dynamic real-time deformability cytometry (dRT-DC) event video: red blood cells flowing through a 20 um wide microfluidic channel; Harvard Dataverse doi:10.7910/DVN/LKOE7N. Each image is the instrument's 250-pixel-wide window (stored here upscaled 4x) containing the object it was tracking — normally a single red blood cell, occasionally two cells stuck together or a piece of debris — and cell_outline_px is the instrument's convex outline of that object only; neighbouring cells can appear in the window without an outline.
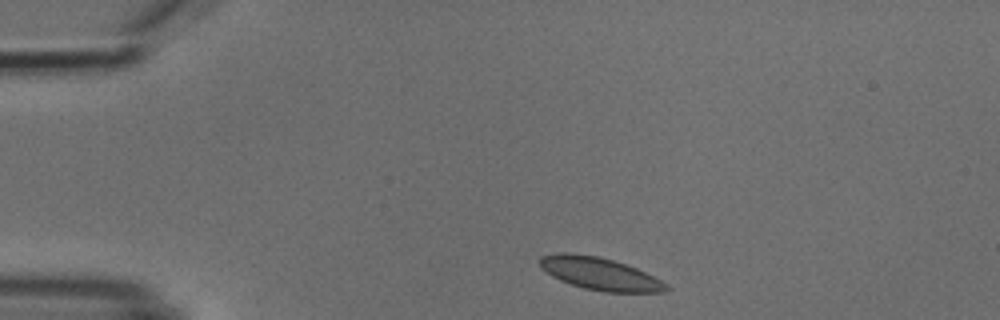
{"species": "common noctule bat (a hibernating species)", "species_latin": "Nyctalus noctula", "temperature_condition": "cold", "stored_images_in_passage": 6, "camera_frame_rate_fps": 3000, "um_per_image_px": 0.085, "animal": {"sex": "male", "body_mass_g": 18.8}, "frame": {"image": 1, "passage_image": 1, "time_ms": 0.0, "image_size_px": [1000, 320], "cell_outline_px": [[672, 288], [664, 292], [604, 292], [584, 288], [560, 280], [552, 276], [540, 268], [540, 256], [556, 252], [568, 252], [596, 256], [612, 260], [636, 268], [668, 284]], "centroid_in_image_um": [50.96, 23.26], "position_along_channel_um": 34.0, "area_um2": 23.87}}
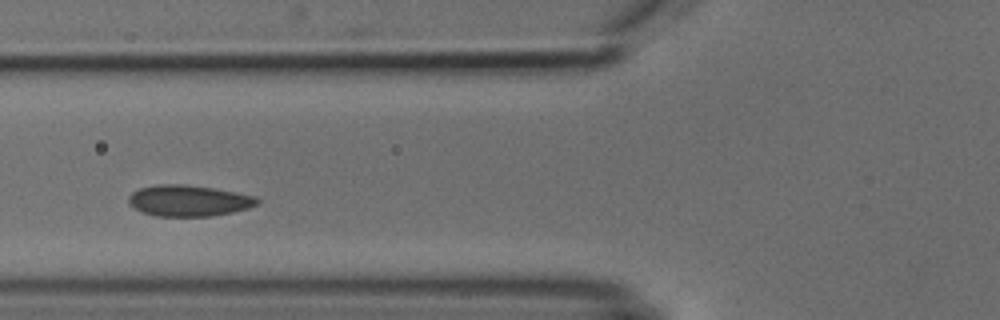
{"frame": {"image": 2, "passage_image": 4, "time_ms": 3.333, "image_size_px": [1000, 320], "cell_outline_px": [[260, 200], [256, 204], [248, 208], [232, 212], [212, 216], [156, 216], [144, 212], [128, 204], [128, 196], [132, 192], [140, 188], [156, 184], [184, 184], [212, 188], [236, 192], [256, 196]], "centroid_in_image_um": [16.03, 17.05], "position_along_channel_um": 109.8, "area_um2": 23.29}}
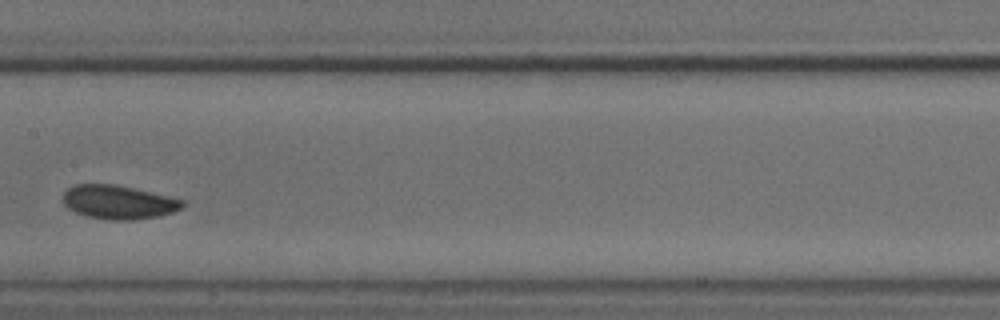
{"frame": {"image": 3, "passage_image": 6, "time_ms": 5.667, "image_size_px": [1000, 320], "cell_outline_px": [[184, 204], [180, 208], [172, 212], [160, 216], [132, 220], [112, 220], [84, 216], [68, 208], [64, 204], [64, 192], [68, 188], [76, 184], [116, 184], [168, 196], [184, 200]], "centroid_in_image_um": [10.05, 17.18], "position_along_channel_um": 197.3, "area_um2": 23.41}}